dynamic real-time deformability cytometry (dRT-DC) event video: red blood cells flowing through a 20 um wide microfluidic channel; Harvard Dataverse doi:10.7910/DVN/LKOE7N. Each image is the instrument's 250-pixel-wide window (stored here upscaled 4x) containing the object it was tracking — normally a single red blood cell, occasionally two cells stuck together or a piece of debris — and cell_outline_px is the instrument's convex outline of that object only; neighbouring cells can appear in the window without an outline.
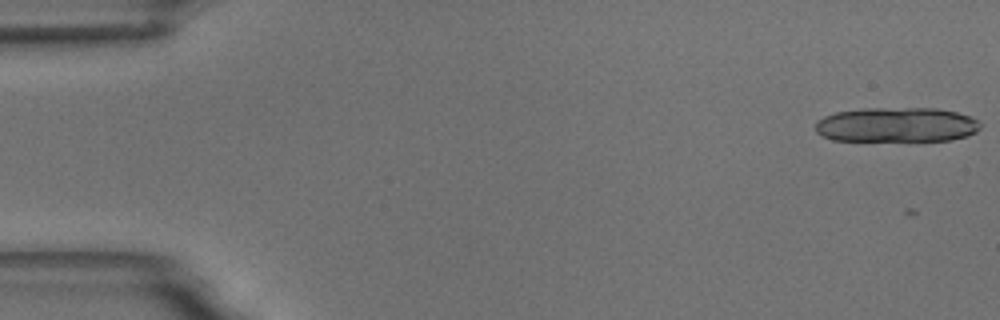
{"species": "common noctule bat (a hibernating species)", "species_latin": "Nyctalus noctula", "temperature_condition": "room temperature", "stored_images_in_passage": 10, "camera_frame_rate_fps": 3000, "um_per_image_px": 0.085, "animal": {"sex": "male", "body_mass_g": 18.8}, "frame": {"image": 1, "passage_image": 1, "time_ms": 0.0, "image_size_px": [1000, 320], "cell_outline_px": [[980, 128], [976, 132], [968, 136], [952, 140], [832, 140], [816, 132], [816, 124], [824, 116], [836, 112], [860, 108], [936, 108], [956, 112], [972, 116], [980, 124]], "centroid_in_image_um": [76.24, 10.59], "position_along_channel_um": 8.8, "area_um2": 33.35}}